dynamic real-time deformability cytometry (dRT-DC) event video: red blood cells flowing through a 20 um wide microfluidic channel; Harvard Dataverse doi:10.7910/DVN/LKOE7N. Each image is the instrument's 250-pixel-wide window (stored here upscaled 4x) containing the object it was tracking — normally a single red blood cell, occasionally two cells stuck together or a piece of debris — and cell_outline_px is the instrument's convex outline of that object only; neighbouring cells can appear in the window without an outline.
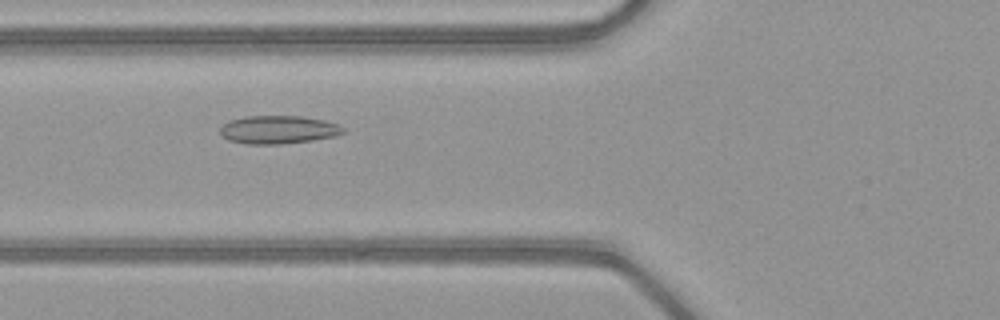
{"species": "common noctule bat (a hibernating species)", "species_latin": "Nyctalus noctula", "temperature_condition": "warm", "stored_images_in_passage": 21, "camera_frame_rate_fps": 3000, "um_per_image_px": 0.085, "animal": {"sex": "female", "body_mass_g": 21.9}, "frame": {"image": 1, "passage_image": 6, "time_ms": 1.667, "image_size_px": [1000, 320], "cell_outline_px": [[348, 132], [336, 136], [312, 140], [280, 144], [244, 144], [228, 140], [220, 132], [220, 128], [228, 120], [244, 116], [300, 116], [324, 120], [336, 124], [344, 128]], "centroid_in_image_um": [23.66, 11.02], "position_along_channel_um": 102.1, "area_um2": 20.29}}
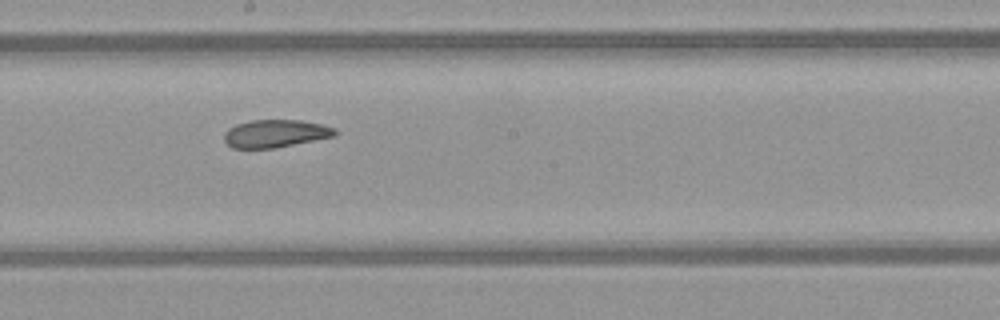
{"frame": {"image": 2, "passage_image": 15, "time_ms": 4.667, "image_size_px": [1000, 320], "cell_outline_px": [[336, 136], [316, 140], [272, 148], [232, 148], [224, 140], [224, 132], [228, 128], [236, 124], [252, 120], [300, 120], [320, 124], [336, 128]], "centroid_in_image_um": [23.4, 11.35], "position_along_channel_um": 224.8, "area_um2": 17.86}}
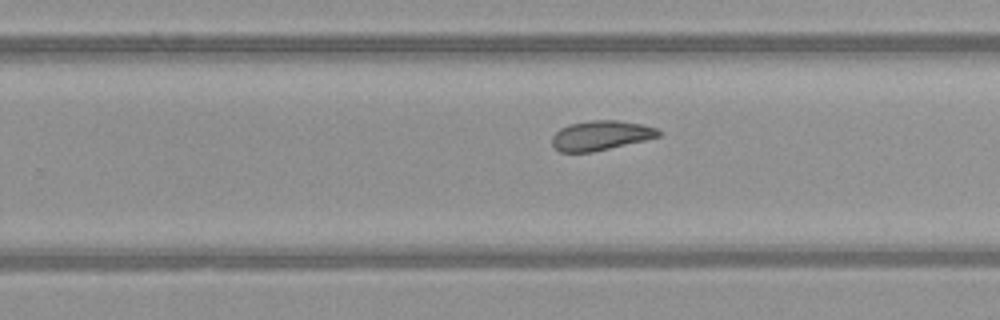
{"frame": {"image": 3, "passage_image": 19, "time_ms": 6.0, "image_size_px": [1000, 320], "cell_outline_px": [[660, 136], [644, 140], [592, 152], [560, 152], [552, 144], [552, 136], [560, 128], [568, 124], [592, 120], [616, 120], [640, 124], [656, 128], [660, 132]], "centroid_in_image_um": [51.03, 11.51], "position_along_channel_um": 278.8, "area_um2": 18.15}}